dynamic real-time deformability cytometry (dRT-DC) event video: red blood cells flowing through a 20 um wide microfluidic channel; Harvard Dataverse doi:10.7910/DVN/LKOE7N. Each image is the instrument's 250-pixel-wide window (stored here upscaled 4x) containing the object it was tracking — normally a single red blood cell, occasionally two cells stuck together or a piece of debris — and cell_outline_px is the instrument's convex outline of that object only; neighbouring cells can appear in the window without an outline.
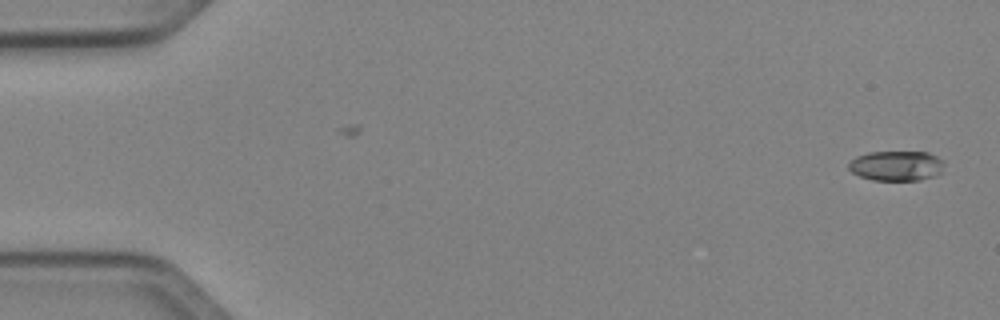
{"species": "Egyptian fruit bat (a non-hibernating species)", "species_latin": "Rousettus aegyptiacus", "temperature_condition": "cold", "stored_images_in_passage": 8, "camera_frame_rate_fps": 3000, "um_per_image_px": 0.085, "animal": {"sex": "female"}, "frame": {"image": 1, "passage_image": 1, "time_ms": 0.0, "image_size_px": [1000, 320], "cell_outline_px": [[944, 164], [940, 172], [936, 176], [920, 180], [872, 180], [860, 176], [852, 172], [848, 168], [848, 164], [856, 156], [868, 152], [928, 152], [944, 160]], "centroid_in_image_um": [76.2, 14.09], "position_along_channel_um": 8.8, "area_um2": 16.76}}